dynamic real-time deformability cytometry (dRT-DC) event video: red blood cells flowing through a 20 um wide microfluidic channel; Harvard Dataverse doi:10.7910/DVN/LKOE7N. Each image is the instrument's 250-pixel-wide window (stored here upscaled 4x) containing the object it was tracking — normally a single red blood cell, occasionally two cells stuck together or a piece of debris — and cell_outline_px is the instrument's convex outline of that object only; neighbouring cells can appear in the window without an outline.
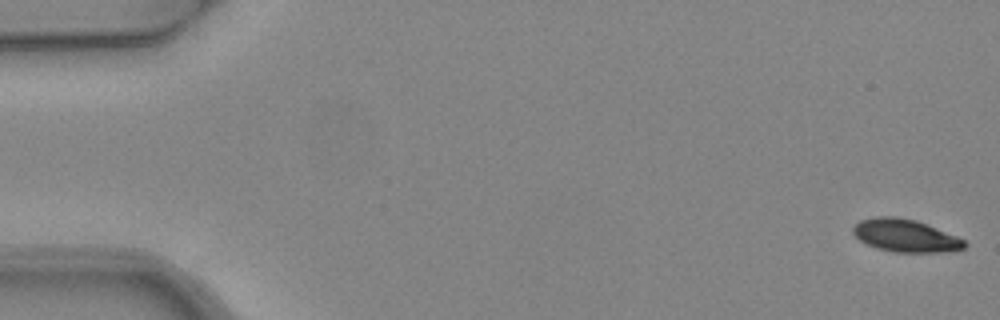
{"species": "common noctule bat (a hibernating species)", "species_latin": "Nyctalus noctula", "temperature_condition": "warm", "stored_images_in_passage": 4, "camera_frame_rate_fps": 3000, "um_per_image_px": 0.085, "animal": {"sex": "female", "body_mass_g": 24.6, "forearm_length_mm": 56.2}, "frame": {"image": 1, "passage_image": 1, "time_ms": 0.0, "image_size_px": [1000, 320], "cell_outline_px": [[968, 244], [964, 248], [948, 252], [892, 252], [876, 248], [860, 240], [852, 232], [852, 228], [860, 220], [876, 216], [896, 216], [916, 220], [956, 236], [964, 240]], "centroid_in_image_um": [76.95, 20.03], "position_along_channel_um": 8.0, "area_um2": 21.21}}